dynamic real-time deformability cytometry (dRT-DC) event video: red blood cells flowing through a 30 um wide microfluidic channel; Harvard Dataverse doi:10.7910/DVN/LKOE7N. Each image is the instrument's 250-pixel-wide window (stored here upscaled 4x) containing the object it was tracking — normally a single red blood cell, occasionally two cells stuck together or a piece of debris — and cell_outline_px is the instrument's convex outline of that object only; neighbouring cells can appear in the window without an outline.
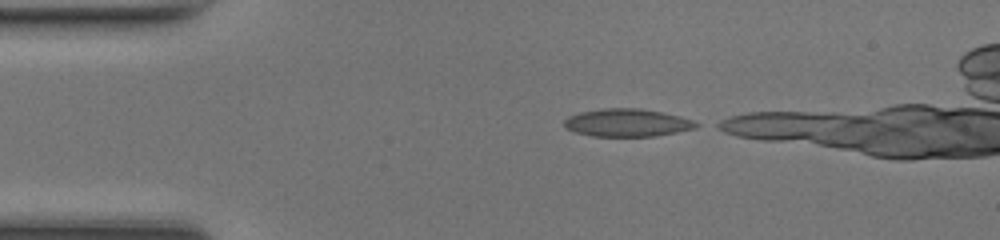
{"species": "common noctule bat (a hibernating species)", "species_latin": "Nyctalus noctula", "temperature_condition": "room temperature", "stored_images_in_passage": 24, "camera_frame_rate_fps": 3000, "um_per_image_px": 0.085, "animal": {"sex": "female", "body_mass_g": 17.0, "forearm_length_mm": 48.0}, "frame": {"image": 1, "passage_image": 1, "time_ms": 0.0, "image_size_px": [1000, 240], "cell_outline_px": [[700, 124], [696, 128], [676, 132], [652, 136], [592, 136], [576, 132], [564, 128], [564, 120], [568, 116], [580, 112], [604, 108], [640, 108], [680, 116], [692, 120]], "centroid_in_image_um": [53.28, 10.43], "position_along_channel_um": 31.7, "area_um2": 21.27}}
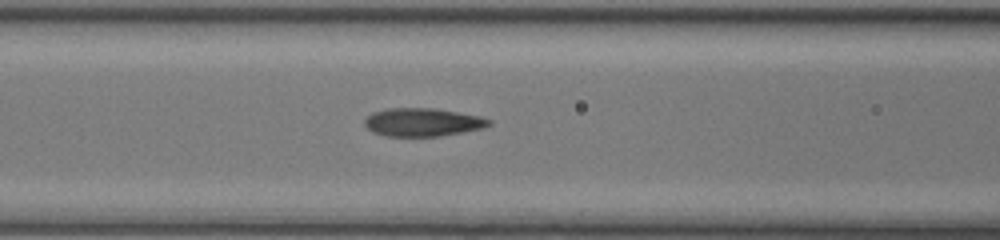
{"frame": {"image": 2, "passage_image": 11, "time_ms": 3.333, "image_size_px": [1000, 240], "cell_outline_px": [[492, 124], [484, 128], [436, 136], [384, 136], [372, 132], [364, 124], [364, 120], [372, 112], [388, 108], [432, 108], [480, 116], [492, 120]], "centroid_in_image_um": [35.9, 10.38], "position_along_channel_um": 130.7, "area_um2": 20.35}}
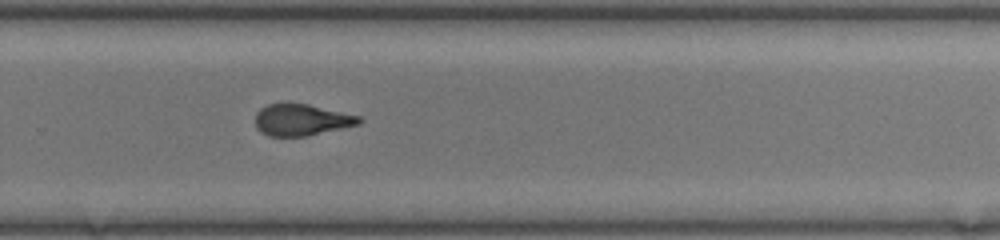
{"frame": {"image": 3, "passage_image": 23, "time_ms": 7.333, "image_size_px": [1000, 240], "cell_outline_px": [[364, 120], [360, 124], [308, 136], [268, 136], [260, 132], [256, 128], [256, 112], [260, 108], [268, 104], [308, 104], [360, 116]], "centroid_in_image_um": [25.64, 10.2], "position_along_channel_um": 304.2, "area_um2": 19.07}}